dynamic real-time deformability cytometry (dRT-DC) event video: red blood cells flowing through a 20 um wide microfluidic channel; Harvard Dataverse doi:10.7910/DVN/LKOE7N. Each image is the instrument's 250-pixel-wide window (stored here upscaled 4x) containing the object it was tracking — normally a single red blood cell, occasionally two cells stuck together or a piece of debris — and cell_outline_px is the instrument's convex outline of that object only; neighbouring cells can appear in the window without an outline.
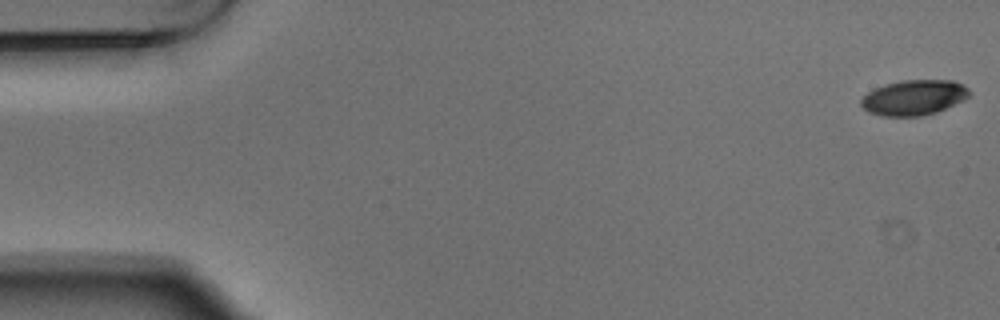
{"species": "Egyptian fruit bat (a non-hibernating species)", "species_latin": "Rousettus aegyptiacus", "temperature_condition": "warm", "stored_images_in_passage": 8, "camera_frame_rate_fps": 3000, "um_per_image_px": 0.085, "animal": {"sex": "male"}, "frame": {"image": 1, "passage_image": 1, "time_ms": 0.0, "image_size_px": [1000, 320], "cell_outline_px": [[972, 92], [964, 100], [936, 112], [920, 116], [880, 116], [868, 112], [860, 104], [860, 100], [868, 92], [884, 84], [904, 80], [952, 80], [964, 84]], "centroid_in_image_um": [77.69, 8.29], "position_along_channel_um": 7.3, "area_um2": 22.31}}
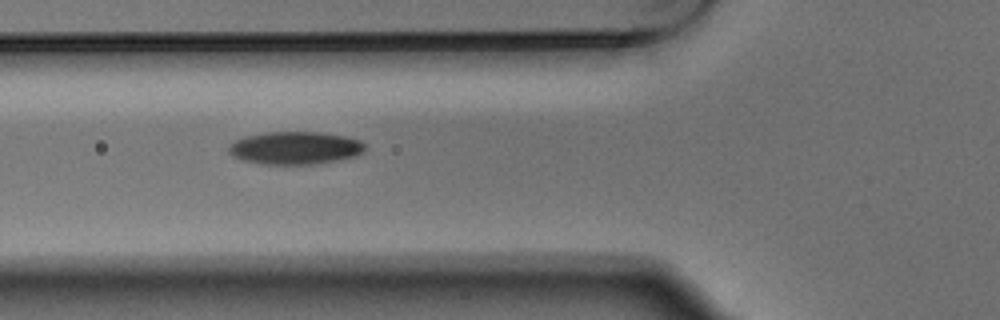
{"frame": {"image": 2, "passage_image": 5, "time_ms": 1.333, "image_size_px": [1000, 320], "cell_outline_px": [[364, 152], [356, 156], [316, 164], [260, 164], [240, 160], [232, 156], [228, 152], [228, 148], [236, 140], [244, 136], [268, 132], [320, 132], [344, 136], [360, 140], [364, 144]], "centroid_in_image_um": [25.06, 12.58], "position_along_channel_um": 100.7, "area_um2": 26.07}}
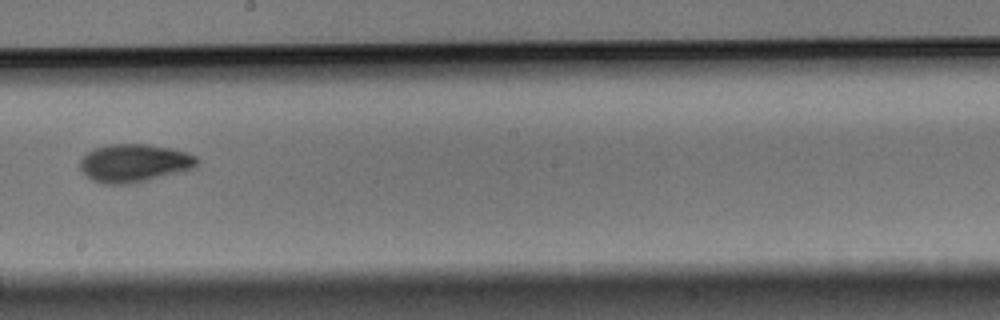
{"frame": {"image": 3, "passage_image": 8, "time_ms": 2.333, "image_size_px": [1000, 320], "cell_outline_px": [[200, 160], [192, 168], [184, 172], [136, 184], [104, 184], [92, 180], [84, 176], [80, 168], [80, 160], [88, 152], [96, 148], [108, 144], [148, 144], [172, 148], [188, 152], [196, 156]], "centroid_in_image_um": [11.44, 13.88], "position_along_channel_um": 236.8, "area_um2": 26.53}}